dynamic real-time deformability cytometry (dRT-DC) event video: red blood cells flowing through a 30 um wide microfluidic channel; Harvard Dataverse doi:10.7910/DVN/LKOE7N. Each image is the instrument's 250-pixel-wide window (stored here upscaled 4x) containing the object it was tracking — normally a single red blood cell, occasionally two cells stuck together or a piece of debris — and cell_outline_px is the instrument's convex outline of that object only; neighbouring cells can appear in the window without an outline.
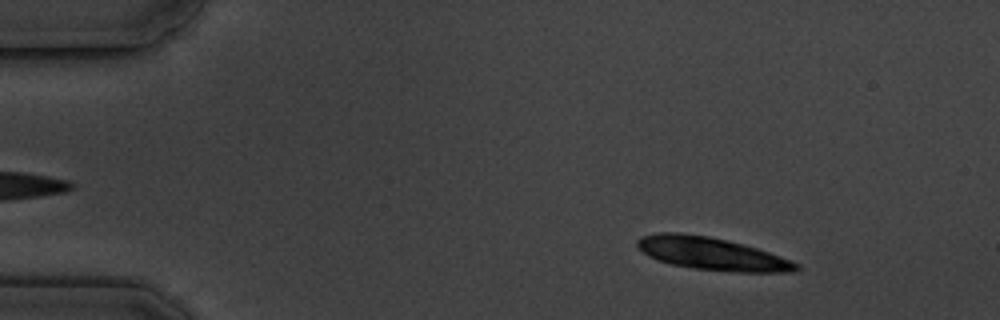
{"species": "common noctule bat (a hibernating species)", "species_latin": "Nyctalus noctula", "temperature_condition": "cold", "stored_images_in_passage": 9, "camera_frame_rate_fps": 3000, "um_per_image_px": 0.085, "animal": {"sex": "male", "body_mass_g": 19.5, "forearm_length_mm": 54.6}, "frame": {"image": 1, "passage_image": 2, "time_ms": 1.0, "image_size_px": [1000, 320], "cell_outline_px": [[800, 268], [792, 272], [736, 272], [696, 268], [672, 264], [648, 256], [636, 244], [636, 240], [640, 236], [656, 232], [680, 232], [708, 236], [744, 244], [792, 260], [800, 264]], "centroid_in_image_um": [60.5, 21.55], "position_along_channel_um": 24.5, "area_um2": 30.11}}